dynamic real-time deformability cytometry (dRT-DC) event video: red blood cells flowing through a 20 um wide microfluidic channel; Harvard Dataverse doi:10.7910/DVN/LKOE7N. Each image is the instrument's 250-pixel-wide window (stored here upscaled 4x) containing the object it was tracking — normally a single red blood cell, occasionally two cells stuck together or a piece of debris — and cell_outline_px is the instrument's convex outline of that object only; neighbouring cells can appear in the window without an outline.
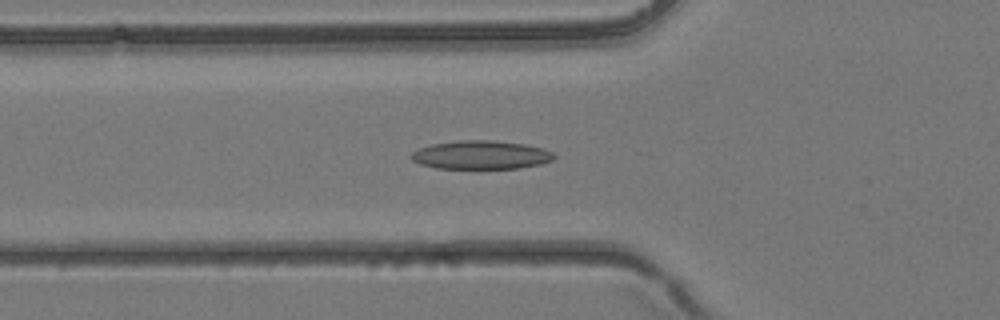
{"species": "common noctule bat (a hibernating species)", "species_latin": "Nyctalus noctula", "temperature_condition": "room temperature", "stored_images_in_passage": 38, "camera_frame_rate_fps": 3000, "um_per_image_px": 0.085, "animal": {"sex": "female", "body_mass_g": 24.6, "forearm_length_mm": 56.2}, "frame": {"image": 1, "passage_image": 13, "time_ms": 4.0, "image_size_px": [1000, 320], "cell_outline_px": [[556, 156], [552, 160], [540, 164], [520, 168], [436, 168], [420, 164], [412, 160], [412, 152], [420, 148], [432, 144], [460, 140], [492, 140], [524, 144], [544, 148], [552, 152]], "centroid_in_image_um": [40.9, 13.16], "position_along_channel_um": 84.9, "area_um2": 23.64}}
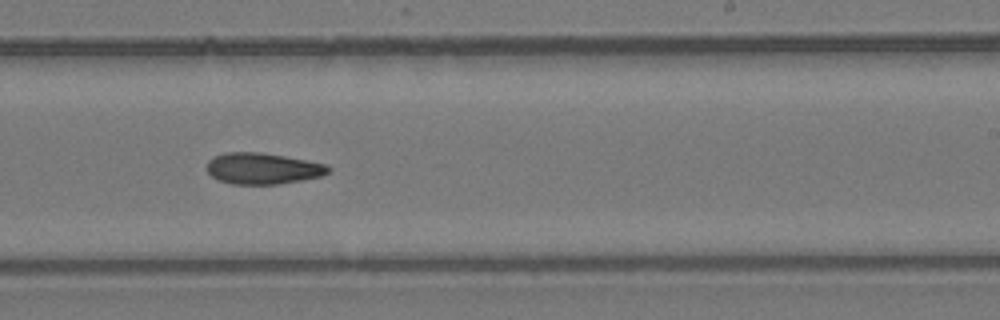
{"frame": {"image": 2, "passage_image": 23, "time_ms": 7.333, "image_size_px": [1000, 320], "cell_outline_px": [[332, 168], [328, 172], [320, 176], [300, 180], [276, 184], [232, 184], [220, 180], [212, 176], [208, 172], [208, 160], [212, 156], [228, 152], [260, 152], [284, 156], [328, 164]], "centroid_in_image_um": [22.33, 14.31], "position_along_channel_um": 266.7, "area_um2": 21.96}}
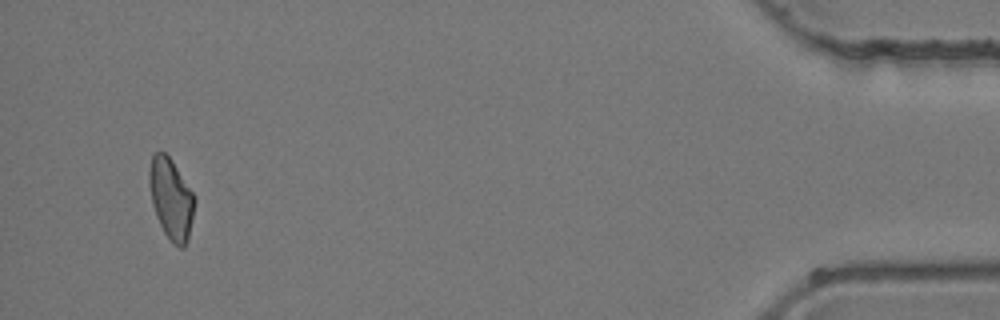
{"frame": {"image": 3, "passage_image": 36, "time_ms": 11.667, "image_size_px": [1000, 320], "cell_outline_px": [[196, 200], [188, 240], [184, 248], [180, 248], [172, 244], [164, 232], [156, 216], [152, 204], [148, 184], [148, 172], [152, 156], [156, 152], [164, 152], [172, 160], [192, 192]], "centroid_in_image_um": [14.53, 16.92], "position_along_channel_um": 420.7, "area_um2": 21.44}}